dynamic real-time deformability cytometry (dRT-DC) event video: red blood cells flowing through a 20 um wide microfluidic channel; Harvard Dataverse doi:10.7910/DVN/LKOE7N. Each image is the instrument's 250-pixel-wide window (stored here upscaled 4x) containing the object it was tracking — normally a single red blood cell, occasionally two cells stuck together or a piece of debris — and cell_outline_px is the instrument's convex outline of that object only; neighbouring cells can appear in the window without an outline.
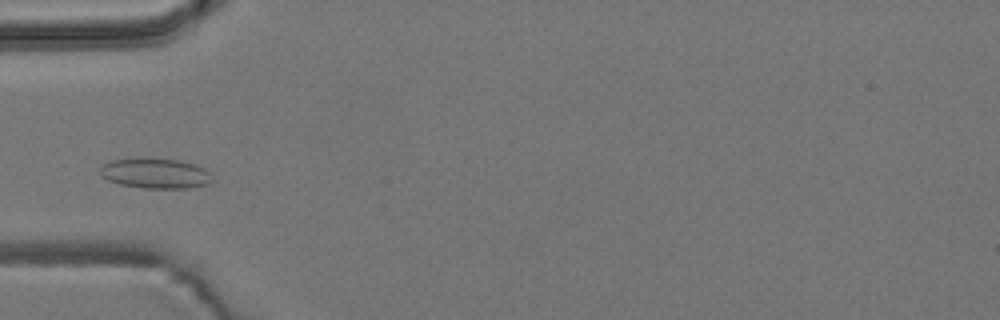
{"species": "common noctule bat (a hibernating species)", "species_latin": "Nyctalus noctula", "temperature_condition": "room temperature", "stored_images_in_passage": 3, "camera_frame_rate_fps": 3000, "um_per_image_px": 0.085, "animal": {"sex": "male", "body_mass_g": 19.2, "forearm_length_mm": 51.8}, "frame": {"image": 1, "passage_image": 3, "time_ms": 3.0, "image_size_px": [1000, 320], "cell_outline_px": [[212, 180], [208, 184], [188, 188], [144, 188], [120, 184], [108, 180], [100, 176], [100, 168], [104, 164], [112, 160], [136, 156], [148, 156], [180, 160], [204, 168], [208, 172]], "centroid_in_image_um": [13.15, 14.7], "position_along_channel_um": 71.8, "area_um2": 20.17}}